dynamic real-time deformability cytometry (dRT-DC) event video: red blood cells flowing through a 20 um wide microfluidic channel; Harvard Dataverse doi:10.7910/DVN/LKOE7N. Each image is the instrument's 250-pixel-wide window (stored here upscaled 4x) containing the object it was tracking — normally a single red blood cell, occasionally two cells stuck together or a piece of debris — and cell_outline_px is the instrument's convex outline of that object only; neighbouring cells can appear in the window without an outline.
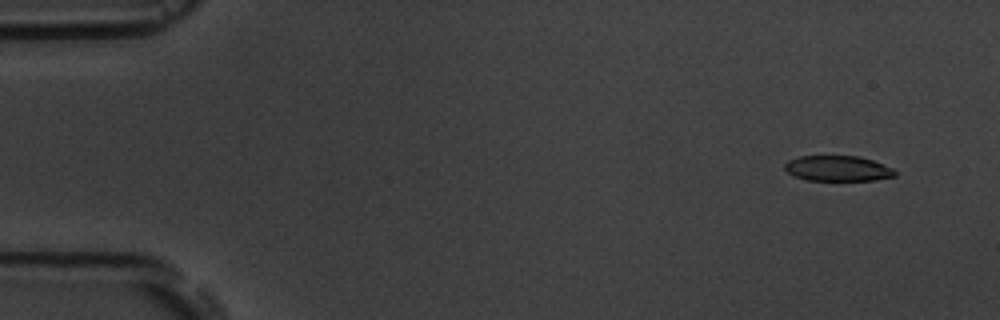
{"species": "common noctule bat (a hibernating species)", "species_latin": "Nyctalus noctula", "temperature_condition": "room temperature", "stored_images_in_passage": 12, "camera_frame_rate_fps": 3000, "um_per_image_px": 0.085, "animal": {"sex": "male", "body_mass_g": 19.5, "forearm_length_mm": 54.6}, "frame": {"image": 1, "passage_image": 1, "time_ms": 0.0, "image_size_px": [1000, 320], "cell_outline_px": [[896, 176], [876, 180], [808, 180], [792, 176], [784, 168], [784, 164], [788, 160], [800, 156], [860, 156], [872, 160], [892, 168], [896, 172]], "centroid_in_image_um": [71.19, 14.32], "position_along_channel_um": 13.8, "area_um2": 16.36}}
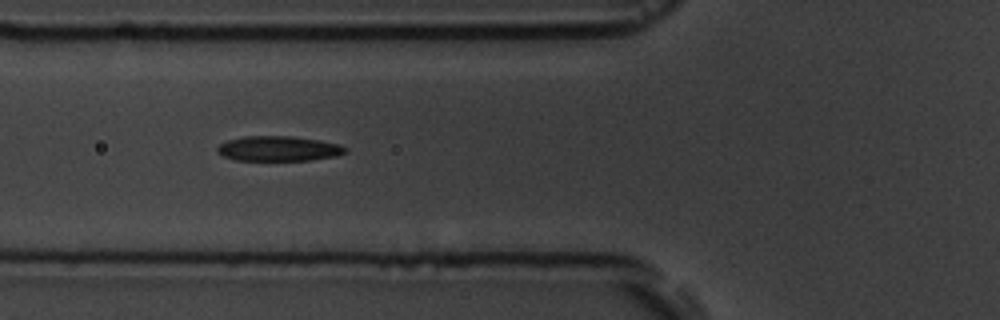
{"frame": {"image": 2, "passage_image": 6, "time_ms": 5.667, "image_size_px": [1000, 320], "cell_outline_px": [[348, 148], [344, 152], [336, 156], [308, 160], [236, 160], [224, 156], [216, 152], [216, 148], [220, 144], [228, 140], [244, 136], [292, 136], [320, 140], [340, 144]], "centroid_in_image_um": [23.67, 12.62], "position_along_channel_um": 102.1, "area_um2": 18.61}}
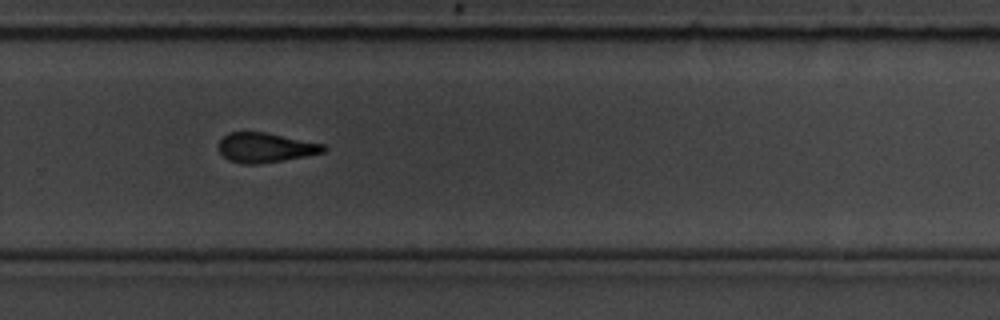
{"frame": {"image": 3, "passage_image": 11, "time_ms": 11.333, "image_size_px": [1000, 320], "cell_outline_px": [[328, 148], [324, 152], [284, 160], [260, 164], [244, 164], [228, 160], [216, 148], [216, 144], [228, 132], [264, 132], [324, 144]], "centroid_in_image_um": [22.51, 12.55], "position_along_channel_um": 307.3, "area_um2": 18.21}}